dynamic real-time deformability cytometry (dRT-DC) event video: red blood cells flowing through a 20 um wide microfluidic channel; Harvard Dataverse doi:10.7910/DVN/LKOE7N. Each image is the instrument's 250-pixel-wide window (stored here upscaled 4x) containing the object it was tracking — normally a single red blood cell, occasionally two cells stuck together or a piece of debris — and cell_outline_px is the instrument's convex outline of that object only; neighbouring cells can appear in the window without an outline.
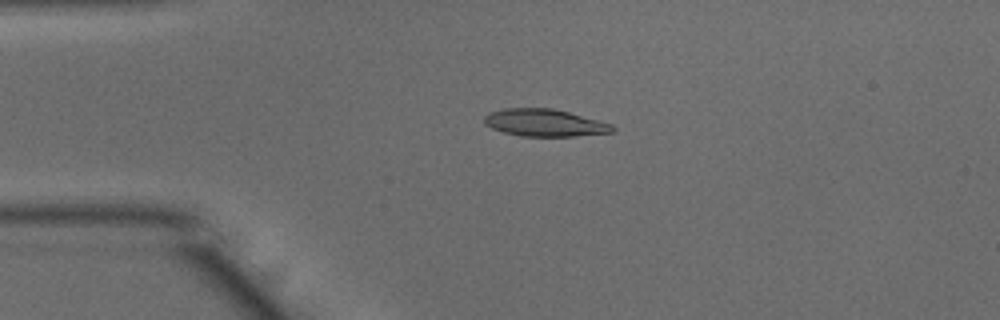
{"species": "common noctule bat (a hibernating species)", "species_latin": "Nyctalus noctula", "temperature_condition": "warm", "stored_images_in_passage": 40, "camera_frame_rate_fps": 3000, "um_per_image_px": 0.085, "animal": {"sex": "male", "body_mass_g": 15.6}, "frame": {"image": 1, "passage_image": 5, "time_ms": 1.333, "image_size_px": [1000, 320], "cell_outline_px": [[616, 132], [572, 136], [520, 136], [504, 132], [492, 128], [484, 124], [484, 116], [488, 112], [504, 108], [552, 108], [568, 112], [612, 124], [616, 128]], "centroid_in_image_um": [46.28, 10.43], "position_along_channel_um": 38.7, "area_um2": 20.4}}
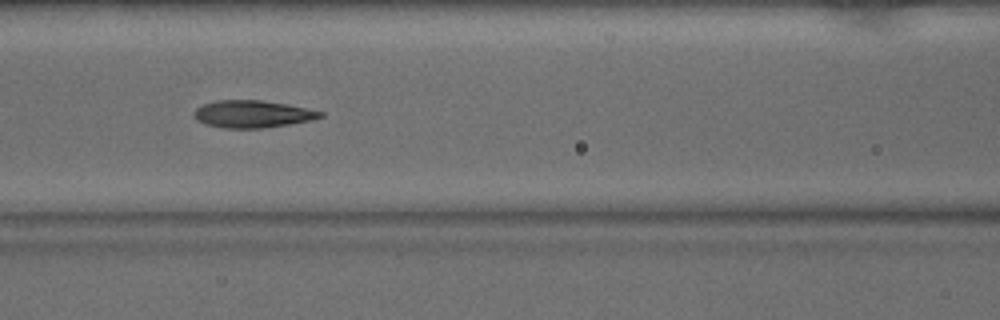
{"frame": {"image": 2, "passage_image": 15, "time_ms": 4.667, "image_size_px": [1000, 320], "cell_outline_px": [[324, 116], [312, 120], [264, 128], [224, 128], [204, 124], [196, 120], [196, 108], [204, 104], [216, 100], [260, 100], [288, 104], [324, 112]], "centroid_in_image_um": [21.48, 9.69], "position_along_channel_um": 145.1, "area_um2": 20.0}}
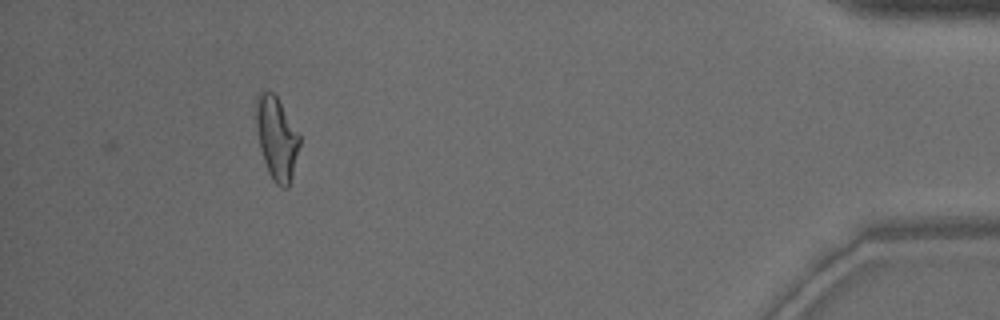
{"frame": {"image": 3, "passage_image": 40, "time_ms": 13.0, "image_size_px": [1000, 320], "cell_outline_px": [[300, 144], [292, 176], [288, 188], [284, 188], [276, 184], [272, 180], [268, 172], [260, 148], [256, 128], [256, 96], [260, 92], [272, 92], [276, 96], [300, 136]], "centroid_in_image_um": [23.51, 11.77], "position_along_channel_um": 411.7, "area_um2": 20.75}, "authors_computed_cell_mechanics": {"area_um2": 20.0566, "velocity_mm_per_s": 3.9474, "shape_relaxation_time_tau1_ms": 5.9374, "shape_relaxation_time_tau2_ms": 1.7368, "deformation_change_tau1": 0.2118, "deformation_change_tau2": 0.1011}}